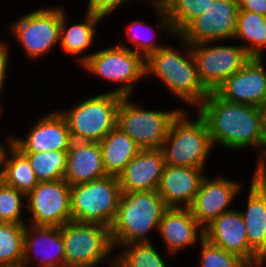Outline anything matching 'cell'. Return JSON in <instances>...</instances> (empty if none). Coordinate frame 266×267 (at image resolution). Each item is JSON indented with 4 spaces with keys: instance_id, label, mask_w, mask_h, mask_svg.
<instances>
[{
    "instance_id": "12",
    "label": "cell",
    "mask_w": 266,
    "mask_h": 267,
    "mask_svg": "<svg viewBox=\"0 0 266 267\" xmlns=\"http://www.w3.org/2000/svg\"><path fill=\"white\" fill-rule=\"evenodd\" d=\"M70 185L64 180L40 181L26 195L28 224L61 227L72 220Z\"/></svg>"
},
{
    "instance_id": "4",
    "label": "cell",
    "mask_w": 266,
    "mask_h": 267,
    "mask_svg": "<svg viewBox=\"0 0 266 267\" xmlns=\"http://www.w3.org/2000/svg\"><path fill=\"white\" fill-rule=\"evenodd\" d=\"M194 112L196 115L190 117V112L184 109L171 122L161 147L165 164L206 170L215 147L207 123Z\"/></svg>"
},
{
    "instance_id": "27",
    "label": "cell",
    "mask_w": 266,
    "mask_h": 267,
    "mask_svg": "<svg viewBox=\"0 0 266 267\" xmlns=\"http://www.w3.org/2000/svg\"><path fill=\"white\" fill-rule=\"evenodd\" d=\"M251 57L264 58L266 50V16L239 10L232 42L240 43Z\"/></svg>"
},
{
    "instance_id": "3",
    "label": "cell",
    "mask_w": 266,
    "mask_h": 267,
    "mask_svg": "<svg viewBox=\"0 0 266 267\" xmlns=\"http://www.w3.org/2000/svg\"><path fill=\"white\" fill-rule=\"evenodd\" d=\"M168 208L157 190L121 192L116 217L109 229L115 252L121 245L152 242L154 237L150 235L158 233Z\"/></svg>"
},
{
    "instance_id": "5",
    "label": "cell",
    "mask_w": 266,
    "mask_h": 267,
    "mask_svg": "<svg viewBox=\"0 0 266 267\" xmlns=\"http://www.w3.org/2000/svg\"><path fill=\"white\" fill-rule=\"evenodd\" d=\"M124 96L105 91L59 109L65 116L72 140L100 142L117 126V112Z\"/></svg>"
},
{
    "instance_id": "18",
    "label": "cell",
    "mask_w": 266,
    "mask_h": 267,
    "mask_svg": "<svg viewBox=\"0 0 266 267\" xmlns=\"http://www.w3.org/2000/svg\"><path fill=\"white\" fill-rule=\"evenodd\" d=\"M23 262L37 267H66L61 227L26 223Z\"/></svg>"
},
{
    "instance_id": "17",
    "label": "cell",
    "mask_w": 266,
    "mask_h": 267,
    "mask_svg": "<svg viewBox=\"0 0 266 267\" xmlns=\"http://www.w3.org/2000/svg\"><path fill=\"white\" fill-rule=\"evenodd\" d=\"M24 137L13 135L22 152L67 151L72 143L68 122L60 110L50 111L35 121Z\"/></svg>"
},
{
    "instance_id": "14",
    "label": "cell",
    "mask_w": 266,
    "mask_h": 267,
    "mask_svg": "<svg viewBox=\"0 0 266 267\" xmlns=\"http://www.w3.org/2000/svg\"><path fill=\"white\" fill-rule=\"evenodd\" d=\"M244 187L240 180L229 179L223 174L219 173L214 178H209L206 174L192 205L189 207L192 216L205 228L221 214L232 210L230 207L233 206L238 194L241 195V190Z\"/></svg>"
},
{
    "instance_id": "21",
    "label": "cell",
    "mask_w": 266,
    "mask_h": 267,
    "mask_svg": "<svg viewBox=\"0 0 266 267\" xmlns=\"http://www.w3.org/2000/svg\"><path fill=\"white\" fill-rule=\"evenodd\" d=\"M164 166L161 148L141 149L118 175L121 192L157 190Z\"/></svg>"
},
{
    "instance_id": "23",
    "label": "cell",
    "mask_w": 266,
    "mask_h": 267,
    "mask_svg": "<svg viewBox=\"0 0 266 267\" xmlns=\"http://www.w3.org/2000/svg\"><path fill=\"white\" fill-rule=\"evenodd\" d=\"M63 6H61L60 50L69 57L75 56V62L78 61L76 65L81 66L93 54L86 53L89 48L94 47V41L99 36L97 28L104 18L85 12L83 20L69 25L68 12L66 13Z\"/></svg>"
},
{
    "instance_id": "34",
    "label": "cell",
    "mask_w": 266,
    "mask_h": 267,
    "mask_svg": "<svg viewBox=\"0 0 266 267\" xmlns=\"http://www.w3.org/2000/svg\"><path fill=\"white\" fill-rule=\"evenodd\" d=\"M199 267H250L237 255L214 245L205 237L199 242Z\"/></svg>"
},
{
    "instance_id": "42",
    "label": "cell",
    "mask_w": 266,
    "mask_h": 267,
    "mask_svg": "<svg viewBox=\"0 0 266 267\" xmlns=\"http://www.w3.org/2000/svg\"><path fill=\"white\" fill-rule=\"evenodd\" d=\"M109 267H118V266L114 263L113 265H111Z\"/></svg>"
},
{
    "instance_id": "7",
    "label": "cell",
    "mask_w": 266,
    "mask_h": 267,
    "mask_svg": "<svg viewBox=\"0 0 266 267\" xmlns=\"http://www.w3.org/2000/svg\"><path fill=\"white\" fill-rule=\"evenodd\" d=\"M120 195L118 176L114 175L71 186L72 220L110 227L116 217Z\"/></svg>"
},
{
    "instance_id": "39",
    "label": "cell",
    "mask_w": 266,
    "mask_h": 267,
    "mask_svg": "<svg viewBox=\"0 0 266 267\" xmlns=\"http://www.w3.org/2000/svg\"><path fill=\"white\" fill-rule=\"evenodd\" d=\"M13 135L11 133L8 136H4L6 138L5 143L0 141V183L3 182L5 157L8 149L13 145Z\"/></svg>"
},
{
    "instance_id": "33",
    "label": "cell",
    "mask_w": 266,
    "mask_h": 267,
    "mask_svg": "<svg viewBox=\"0 0 266 267\" xmlns=\"http://www.w3.org/2000/svg\"><path fill=\"white\" fill-rule=\"evenodd\" d=\"M26 195L4 182L0 183V222L26 224ZM23 210V212H22Z\"/></svg>"
},
{
    "instance_id": "41",
    "label": "cell",
    "mask_w": 266,
    "mask_h": 267,
    "mask_svg": "<svg viewBox=\"0 0 266 267\" xmlns=\"http://www.w3.org/2000/svg\"><path fill=\"white\" fill-rule=\"evenodd\" d=\"M1 96H2V93H0V98H1ZM3 104H4V103H2V101H0V117H1L2 115H4L3 112L5 113L4 108L2 107Z\"/></svg>"
},
{
    "instance_id": "15",
    "label": "cell",
    "mask_w": 266,
    "mask_h": 267,
    "mask_svg": "<svg viewBox=\"0 0 266 267\" xmlns=\"http://www.w3.org/2000/svg\"><path fill=\"white\" fill-rule=\"evenodd\" d=\"M204 237L216 246L233 253L250 267H263L266 262L250 247L245 223L239 209L221 214L204 228Z\"/></svg>"
},
{
    "instance_id": "28",
    "label": "cell",
    "mask_w": 266,
    "mask_h": 267,
    "mask_svg": "<svg viewBox=\"0 0 266 267\" xmlns=\"http://www.w3.org/2000/svg\"><path fill=\"white\" fill-rule=\"evenodd\" d=\"M3 182L25 195L39 183L29 158L14 144L5 157Z\"/></svg>"
},
{
    "instance_id": "25",
    "label": "cell",
    "mask_w": 266,
    "mask_h": 267,
    "mask_svg": "<svg viewBox=\"0 0 266 267\" xmlns=\"http://www.w3.org/2000/svg\"><path fill=\"white\" fill-rule=\"evenodd\" d=\"M107 176L99 142L72 141L67 150L64 180L70 185L87 183Z\"/></svg>"
},
{
    "instance_id": "9",
    "label": "cell",
    "mask_w": 266,
    "mask_h": 267,
    "mask_svg": "<svg viewBox=\"0 0 266 267\" xmlns=\"http://www.w3.org/2000/svg\"><path fill=\"white\" fill-rule=\"evenodd\" d=\"M34 10V11H33ZM15 19L8 30L19 42L26 58L39 60L60 44L61 6L33 9Z\"/></svg>"
},
{
    "instance_id": "1",
    "label": "cell",
    "mask_w": 266,
    "mask_h": 267,
    "mask_svg": "<svg viewBox=\"0 0 266 267\" xmlns=\"http://www.w3.org/2000/svg\"><path fill=\"white\" fill-rule=\"evenodd\" d=\"M195 111L207 123L215 148L258 150L266 109L228 102L216 92H210Z\"/></svg>"
},
{
    "instance_id": "37",
    "label": "cell",
    "mask_w": 266,
    "mask_h": 267,
    "mask_svg": "<svg viewBox=\"0 0 266 267\" xmlns=\"http://www.w3.org/2000/svg\"><path fill=\"white\" fill-rule=\"evenodd\" d=\"M256 166L253 172L254 176H259L266 182V116L263 122L262 141L256 153Z\"/></svg>"
},
{
    "instance_id": "24",
    "label": "cell",
    "mask_w": 266,
    "mask_h": 267,
    "mask_svg": "<svg viewBox=\"0 0 266 267\" xmlns=\"http://www.w3.org/2000/svg\"><path fill=\"white\" fill-rule=\"evenodd\" d=\"M242 214L250 247L266 262V182L252 175Z\"/></svg>"
},
{
    "instance_id": "20",
    "label": "cell",
    "mask_w": 266,
    "mask_h": 267,
    "mask_svg": "<svg viewBox=\"0 0 266 267\" xmlns=\"http://www.w3.org/2000/svg\"><path fill=\"white\" fill-rule=\"evenodd\" d=\"M205 172L204 168L165 164L157 191L168 207L189 208Z\"/></svg>"
},
{
    "instance_id": "35",
    "label": "cell",
    "mask_w": 266,
    "mask_h": 267,
    "mask_svg": "<svg viewBox=\"0 0 266 267\" xmlns=\"http://www.w3.org/2000/svg\"><path fill=\"white\" fill-rule=\"evenodd\" d=\"M86 12L95 14L107 19V16L111 17V14L120 7L126 6L127 2L131 3L134 0H87Z\"/></svg>"
},
{
    "instance_id": "38",
    "label": "cell",
    "mask_w": 266,
    "mask_h": 267,
    "mask_svg": "<svg viewBox=\"0 0 266 267\" xmlns=\"http://www.w3.org/2000/svg\"><path fill=\"white\" fill-rule=\"evenodd\" d=\"M239 10H246L266 16V0H242Z\"/></svg>"
},
{
    "instance_id": "40",
    "label": "cell",
    "mask_w": 266,
    "mask_h": 267,
    "mask_svg": "<svg viewBox=\"0 0 266 267\" xmlns=\"http://www.w3.org/2000/svg\"><path fill=\"white\" fill-rule=\"evenodd\" d=\"M0 267H31V266L26 264L25 262H20L15 264L0 265Z\"/></svg>"
},
{
    "instance_id": "31",
    "label": "cell",
    "mask_w": 266,
    "mask_h": 267,
    "mask_svg": "<svg viewBox=\"0 0 266 267\" xmlns=\"http://www.w3.org/2000/svg\"><path fill=\"white\" fill-rule=\"evenodd\" d=\"M31 163L38 181H55L64 178L67 151L23 152Z\"/></svg>"
},
{
    "instance_id": "22",
    "label": "cell",
    "mask_w": 266,
    "mask_h": 267,
    "mask_svg": "<svg viewBox=\"0 0 266 267\" xmlns=\"http://www.w3.org/2000/svg\"><path fill=\"white\" fill-rule=\"evenodd\" d=\"M148 4H150V7L153 8L155 17L157 18L156 22L153 25L156 26L154 29L152 23L148 24L145 21L142 20H133L124 26L125 29V35L128 42L126 40L118 42L117 44L119 46L125 47L127 49H130L134 51L135 53H139L142 55L145 59L152 54L153 52L158 51L159 49L165 47L167 44H164V42L157 41V33L159 31H165V34L168 37H176V33L172 27V24L167 16L166 10L162 6L161 2L159 0H145ZM151 25V26H150ZM153 28V29H152ZM158 30L156 31V29ZM160 28V29H159ZM150 31V32H149ZM149 32V33H148ZM157 32V33H156ZM151 35V36H150ZM153 37V38H151ZM130 43L132 47H130Z\"/></svg>"
},
{
    "instance_id": "30",
    "label": "cell",
    "mask_w": 266,
    "mask_h": 267,
    "mask_svg": "<svg viewBox=\"0 0 266 267\" xmlns=\"http://www.w3.org/2000/svg\"><path fill=\"white\" fill-rule=\"evenodd\" d=\"M178 36L195 18L201 16L213 0H159Z\"/></svg>"
},
{
    "instance_id": "26",
    "label": "cell",
    "mask_w": 266,
    "mask_h": 267,
    "mask_svg": "<svg viewBox=\"0 0 266 267\" xmlns=\"http://www.w3.org/2000/svg\"><path fill=\"white\" fill-rule=\"evenodd\" d=\"M103 165L107 175L118 176L141 148L118 126L100 142Z\"/></svg>"
},
{
    "instance_id": "16",
    "label": "cell",
    "mask_w": 266,
    "mask_h": 267,
    "mask_svg": "<svg viewBox=\"0 0 266 267\" xmlns=\"http://www.w3.org/2000/svg\"><path fill=\"white\" fill-rule=\"evenodd\" d=\"M265 58L251 57L215 91L228 102L266 109Z\"/></svg>"
},
{
    "instance_id": "6",
    "label": "cell",
    "mask_w": 266,
    "mask_h": 267,
    "mask_svg": "<svg viewBox=\"0 0 266 267\" xmlns=\"http://www.w3.org/2000/svg\"><path fill=\"white\" fill-rule=\"evenodd\" d=\"M113 45L92 52L81 68L96 79L116 84L110 92L134 97L138 82L146 78L145 58L116 43Z\"/></svg>"
},
{
    "instance_id": "19",
    "label": "cell",
    "mask_w": 266,
    "mask_h": 267,
    "mask_svg": "<svg viewBox=\"0 0 266 267\" xmlns=\"http://www.w3.org/2000/svg\"><path fill=\"white\" fill-rule=\"evenodd\" d=\"M168 257L179 255L185 248L199 245L204 238V228L192 216L189 208L169 207L158 228ZM163 239V240H162Z\"/></svg>"
},
{
    "instance_id": "11",
    "label": "cell",
    "mask_w": 266,
    "mask_h": 267,
    "mask_svg": "<svg viewBox=\"0 0 266 267\" xmlns=\"http://www.w3.org/2000/svg\"><path fill=\"white\" fill-rule=\"evenodd\" d=\"M223 42L190 45L199 79L209 93L215 92L228 77L241 70L251 58L238 43L232 45Z\"/></svg>"
},
{
    "instance_id": "29",
    "label": "cell",
    "mask_w": 266,
    "mask_h": 267,
    "mask_svg": "<svg viewBox=\"0 0 266 267\" xmlns=\"http://www.w3.org/2000/svg\"><path fill=\"white\" fill-rule=\"evenodd\" d=\"M119 250V251H118ZM115 252V264L118 267H169L162 250L152 242L121 245Z\"/></svg>"
},
{
    "instance_id": "36",
    "label": "cell",
    "mask_w": 266,
    "mask_h": 267,
    "mask_svg": "<svg viewBox=\"0 0 266 267\" xmlns=\"http://www.w3.org/2000/svg\"><path fill=\"white\" fill-rule=\"evenodd\" d=\"M9 45L7 40H0V93H3L2 91L5 89L7 76L9 74V65L12 60L10 59L11 51Z\"/></svg>"
},
{
    "instance_id": "13",
    "label": "cell",
    "mask_w": 266,
    "mask_h": 267,
    "mask_svg": "<svg viewBox=\"0 0 266 267\" xmlns=\"http://www.w3.org/2000/svg\"><path fill=\"white\" fill-rule=\"evenodd\" d=\"M238 0H213L206 11L195 18L178 36L189 45L207 42H231L236 32Z\"/></svg>"
},
{
    "instance_id": "10",
    "label": "cell",
    "mask_w": 266,
    "mask_h": 267,
    "mask_svg": "<svg viewBox=\"0 0 266 267\" xmlns=\"http://www.w3.org/2000/svg\"><path fill=\"white\" fill-rule=\"evenodd\" d=\"M133 96H124L117 112V126L127 133L141 149L161 148L171 122L184 110L150 109L138 105ZM148 108V109H147Z\"/></svg>"
},
{
    "instance_id": "2",
    "label": "cell",
    "mask_w": 266,
    "mask_h": 267,
    "mask_svg": "<svg viewBox=\"0 0 266 267\" xmlns=\"http://www.w3.org/2000/svg\"><path fill=\"white\" fill-rule=\"evenodd\" d=\"M175 38L179 39L177 49L166 45L145 59L146 79H158L173 97L195 110L209 92L199 79L191 46L181 37Z\"/></svg>"
},
{
    "instance_id": "8",
    "label": "cell",
    "mask_w": 266,
    "mask_h": 267,
    "mask_svg": "<svg viewBox=\"0 0 266 267\" xmlns=\"http://www.w3.org/2000/svg\"><path fill=\"white\" fill-rule=\"evenodd\" d=\"M110 227L71 220L61 226L66 267H99L115 263Z\"/></svg>"
},
{
    "instance_id": "32",
    "label": "cell",
    "mask_w": 266,
    "mask_h": 267,
    "mask_svg": "<svg viewBox=\"0 0 266 267\" xmlns=\"http://www.w3.org/2000/svg\"><path fill=\"white\" fill-rule=\"evenodd\" d=\"M25 224L0 222V265L23 262Z\"/></svg>"
}]
</instances>
